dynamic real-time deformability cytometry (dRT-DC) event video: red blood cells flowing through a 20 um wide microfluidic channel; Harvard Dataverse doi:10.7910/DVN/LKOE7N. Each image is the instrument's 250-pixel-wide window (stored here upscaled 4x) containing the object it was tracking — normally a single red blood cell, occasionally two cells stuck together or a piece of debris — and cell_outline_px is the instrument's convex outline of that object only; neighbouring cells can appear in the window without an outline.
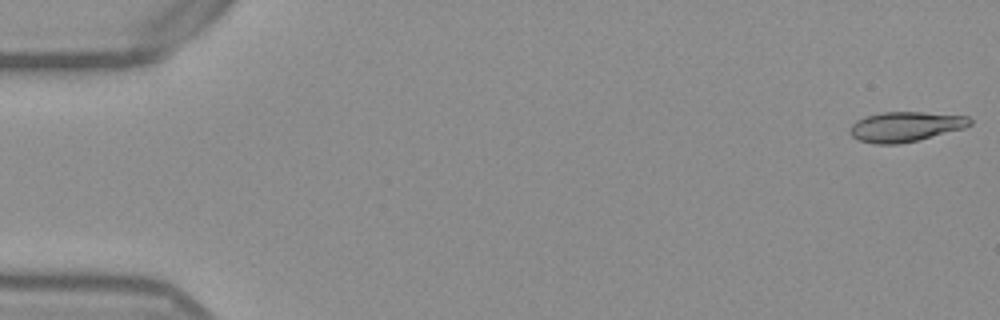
{"species": "Egyptian fruit bat (a non-hibernating species)", "species_latin": "Rousettus aegyptiacus", "temperature_condition": "warm", "stored_images_in_passage": 53, "camera_frame_rate_fps": 3000, "um_per_image_px": 0.085, "frame": {"image": 1, "passage_image": 1, "time_ms": 0.0, "image_size_px": [1000, 320], "cell_outline_px": [[972, 124], [964, 128], [916, 140], [896, 144], [876, 144], [860, 140], [852, 136], [848, 132], [852, 124], [856, 120], [864, 116], [880, 112], [924, 112], [968, 116], [972, 120]], "centroid_in_image_um": [76.94, 10.75], "position_along_channel_um": 8.1, "area_um2": 20.87}}
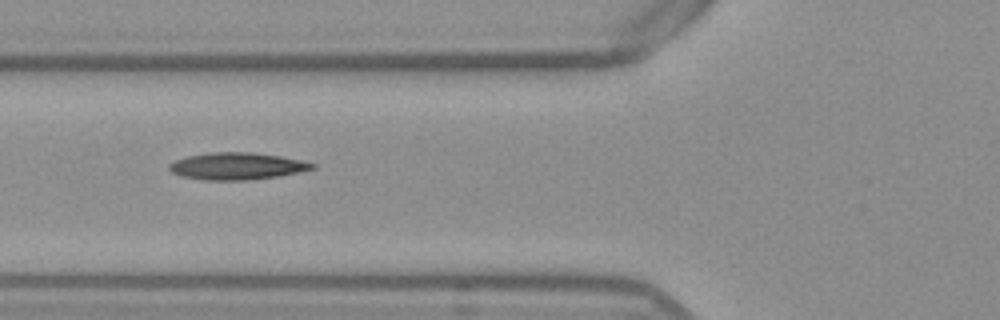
{"frame": {"image": 2, "passage_image": 20, "time_ms": 6.333, "image_size_px": [1000, 320], "cell_outline_px": [[316, 168], [300, 172], [280, 176], [248, 180], [204, 180], [180, 176], [172, 172], [168, 168], [168, 164], [184, 156], [208, 152], [252, 152], [280, 156], [300, 160], [316, 164]], "centroid_in_image_um": [20.12, 14.12], "position_along_channel_um": 105.7, "area_um2": 22.77}}
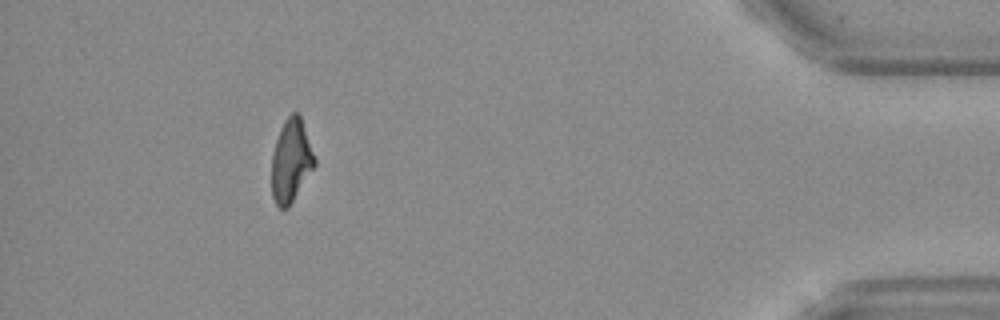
{"frame": {"image": 3, "passage_image": 48, "time_ms": 15.667, "image_size_px": [1000, 320], "cell_outline_px": [[316, 164], [288, 208], [280, 208], [276, 204], [272, 196], [272, 152], [280, 128], [284, 120], [292, 112], [300, 112], [316, 160]], "centroid_in_image_um": [24.74, 13.63], "position_along_channel_um": 410.5, "area_um2": 20.81}, "authors_computed_cell_mechanics": {"area_um2": 21.4438, "velocity_mm_per_s": 3.8702, "shape_relaxation_time_tau1_ms": null, "shape_relaxation_time_tau2_ms": 4.8926, "deformation_change_tau1": null, "deformation_change_tau2": 0.1506}}